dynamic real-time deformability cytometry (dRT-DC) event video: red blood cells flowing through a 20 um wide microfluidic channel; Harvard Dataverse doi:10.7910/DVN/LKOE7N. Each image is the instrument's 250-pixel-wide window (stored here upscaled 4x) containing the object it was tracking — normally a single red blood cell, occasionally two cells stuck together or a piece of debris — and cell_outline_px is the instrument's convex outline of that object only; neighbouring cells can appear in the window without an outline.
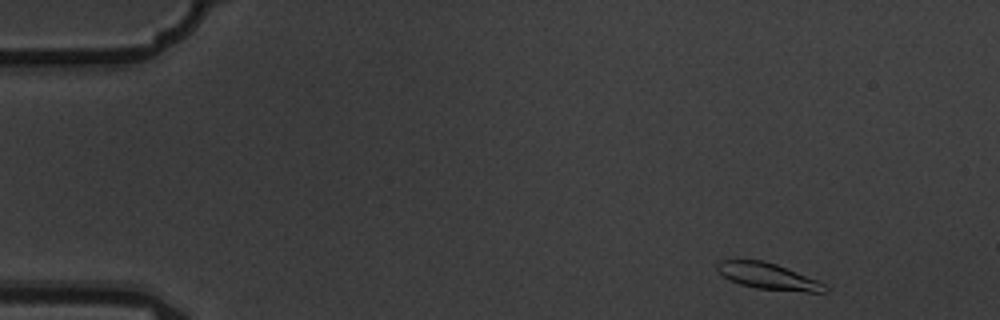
{"species": "common noctule bat (a hibernating species)", "species_latin": "Nyctalus noctula", "temperature_condition": "warm", "stored_images_in_passage": 3, "camera_frame_rate_fps": 3000, "um_per_image_px": 0.085, "animal": {"sex": "male", "body_mass_g": 19.5, "forearm_length_mm": 54.6}, "frame": {"image": 1, "passage_image": 1, "time_ms": 0.0, "image_size_px": [1000, 320], "cell_outline_px": [[828, 288], [824, 292], [804, 292], [756, 288], [740, 284], [728, 280], [716, 268], [716, 264], [720, 260], [764, 260], [776, 264], [816, 280], [824, 284]], "centroid_in_image_um": [65.25, 23.48], "position_along_channel_um": 19.7, "area_um2": 16.3}}